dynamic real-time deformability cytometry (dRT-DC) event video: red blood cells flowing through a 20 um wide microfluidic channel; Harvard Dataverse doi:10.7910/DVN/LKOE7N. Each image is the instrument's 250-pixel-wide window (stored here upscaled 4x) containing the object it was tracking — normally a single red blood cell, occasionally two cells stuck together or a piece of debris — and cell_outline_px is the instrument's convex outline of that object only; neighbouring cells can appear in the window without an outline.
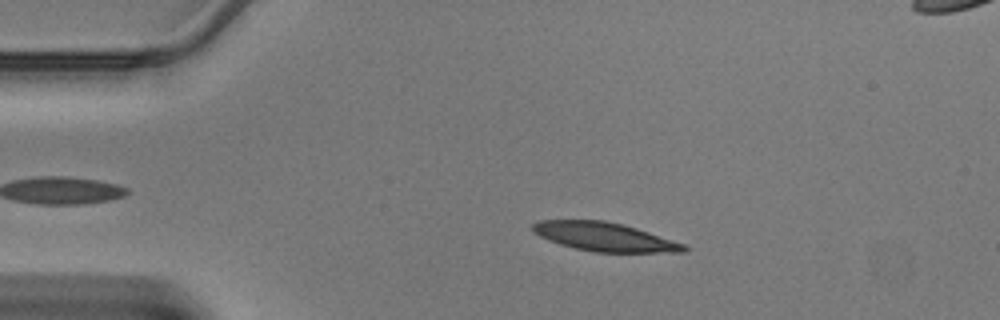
{"species": "Egyptian fruit bat (a non-hibernating species)", "species_latin": "Rousettus aegyptiacus", "temperature_condition": "warm", "stored_images_in_passage": 39, "camera_frame_rate_fps": 3000, "um_per_image_px": 0.085, "animal": {"sex": "male"}, "frame": {"image": 1, "passage_image": 8, "time_ms": 2.333, "image_size_px": [1000, 320], "cell_outline_px": [[688, 248], [684, 252], [596, 252], [576, 248], [560, 244], [548, 240], [532, 232], [532, 224], [540, 220], [604, 220], [636, 228], [684, 244]], "centroid_in_image_um": [51.34, 20.12], "position_along_channel_um": 33.7, "area_um2": 24.97}}
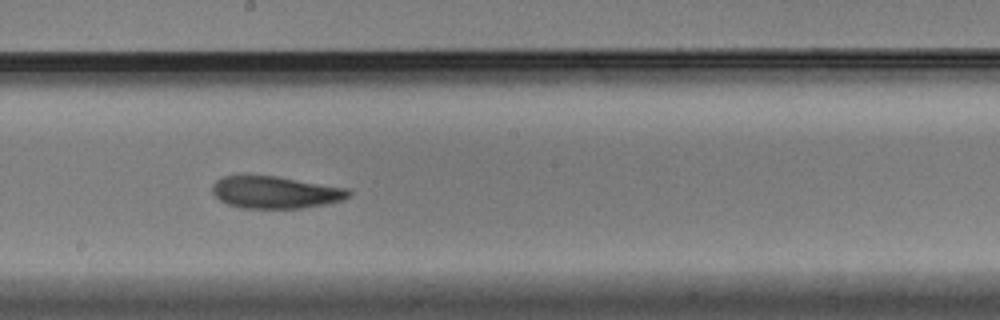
{"frame": {"image": 2, "passage_image": 24, "time_ms": 7.667, "image_size_px": [1000, 320], "cell_outline_px": [[352, 196], [344, 200], [304, 208], [240, 208], [228, 204], [220, 200], [212, 192], [212, 184], [216, 180], [224, 176], [244, 172], [276, 176], [348, 188], [352, 192]], "centroid_in_image_um": [23.37, 16.31], "position_along_channel_um": 224.8, "area_um2": 26.36}}
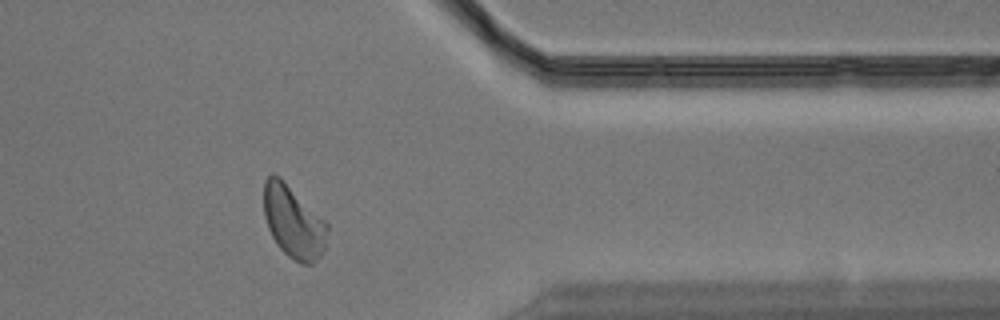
{"frame": {"image": 3, "passage_image": 36, "time_ms": 11.667, "image_size_px": [1000, 320], "cell_outline_px": [[328, 228], [324, 248], [320, 256], [312, 264], [300, 264], [288, 256], [280, 248], [272, 236], [268, 228], [264, 216], [264, 180], [272, 172], [280, 176], [328, 224]], "centroid_in_image_um": [24.92, 18.85], "position_along_channel_um": 386.5, "area_um2": 26.7}}